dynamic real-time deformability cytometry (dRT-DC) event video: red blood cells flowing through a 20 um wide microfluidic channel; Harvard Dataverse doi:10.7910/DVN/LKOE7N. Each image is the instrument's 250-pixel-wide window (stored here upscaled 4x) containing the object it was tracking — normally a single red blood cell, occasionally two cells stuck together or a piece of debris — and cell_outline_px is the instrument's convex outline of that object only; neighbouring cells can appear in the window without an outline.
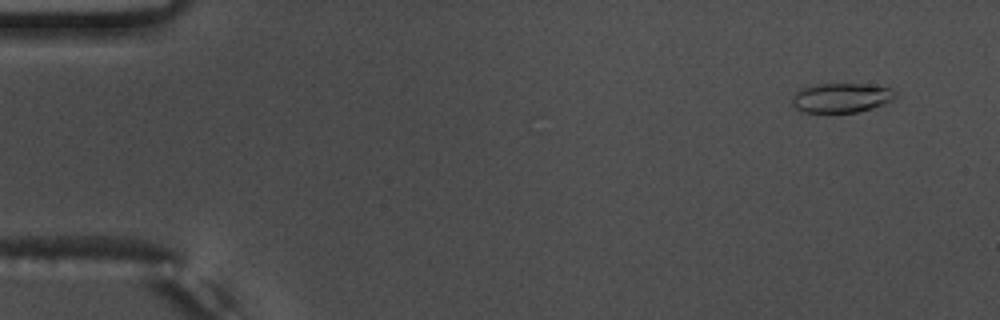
{"species": "common noctule bat (a hibernating species)", "species_latin": "Nyctalus noctula", "temperature_condition": "warm", "stored_images_in_passage": 54, "camera_frame_rate_fps": 3000, "um_per_image_px": 0.085, "animal": {"sex": "male", "body_mass_g": 17.5, "forearm_length_mm": 52.3}, "frame": {"image": 1, "passage_image": 4, "time_ms": 1.0, "image_size_px": [1000, 320], "cell_outline_px": [[900, 96], [884, 104], [872, 108], [856, 112], [804, 112], [796, 108], [792, 104], [792, 96], [800, 88], [820, 84], [868, 84], [892, 88]], "centroid_in_image_um": [71.56, 8.3], "position_along_channel_um": 13.4, "area_um2": 17.86}}
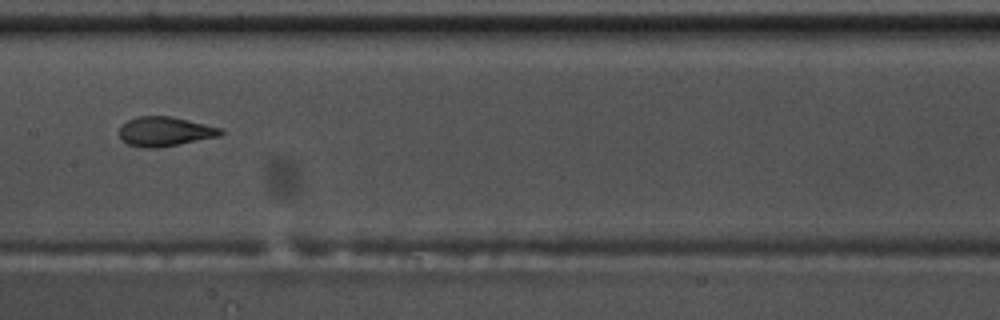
{"frame": {"image": 2, "passage_image": 28, "time_ms": 9.0, "image_size_px": [1000, 320], "cell_outline_px": [[224, 132], [220, 136], [156, 148], [144, 148], [128, 144], [120, 136], [120, 128], [128, 120], [136, 116], [172, 116], [224, 128]], "centroid_in_image_um": [14.06, 11.16], "position_along_channel_um": 193.3, "area_um2": 17.34}}
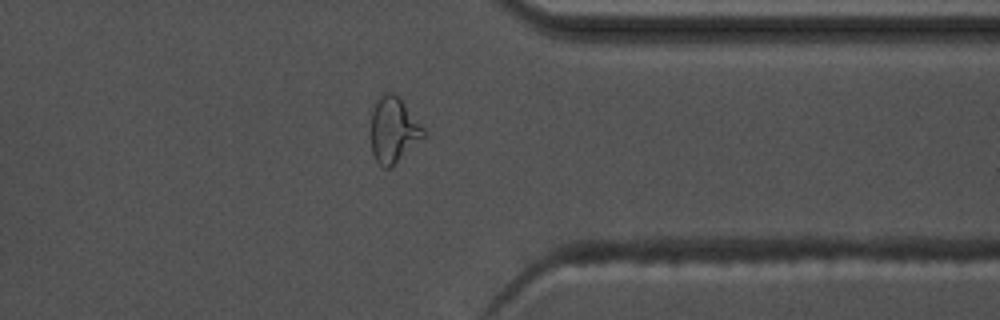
{"frame": {"image": 3, "passage_image": 43, "time_ms": 14.0, "image_size_px": [1000, 320], "cell_outline_px": [[428, 136], [392, 168], [384, 168], [376, 160], [372, 152], [372, 108], [380, 92], [392, 92], [400, 96], [428, 132]], "centroid_in_image_um": [33.51, 11.03], "position_along_channel_um": 377.9, "area_um2": 20.98}, "authors_computed_cell_mechanics": {"area_um2": 17.8602, "velocity_mm_per_s": 3.8042, "shape_relaxation_time_tau1_ms": 4.6991, "shape_relaxation_time_tau2_ms": 0.9534, "deformation_change_tau1": 0.2006, "deformation_change_tau2": 0.0679}}